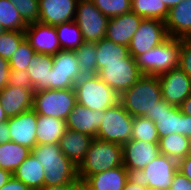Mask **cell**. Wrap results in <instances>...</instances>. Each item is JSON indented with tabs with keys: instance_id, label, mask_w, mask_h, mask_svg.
Wrapping results in <instances>:
<instances>
[{
	"instance_id": "6da1fadb",
	"label": "cell",
	"mask_w": 191,
	"mask_h": 190,
	"mask_svg": "<svg viewBox=\"0 0 191 190\" xmlns=\"http://www.w3.org/2000/svg\"><path fill=\"white\" fill-rule=\"evenodd\" d=\"M31 153L45 170L44 186L81 184L78 167L62 153L59 143L36 145Z\"/></svg>"
},
{
	"instance_id": "7a4b0ae2",
	"label": "cell",
	"mask_w": 191,
	"mask_h": 190,
	"mask_svg": "<svg viewBox=\"0 0 191 190\" xmlns=\"http://www.w3.org/2000/svg\"><path fill=\"white\" fill-rule=\"evenodd\" d=\"M160 99L162 91L159 77L143 75L120 95L119 102L132 117L151 119V111Z\"/></svg>"
},
{
	"instance_id": "3957f363",
	"label": "cell",
	"mask_w": 191,
	"mask_h": 190,
	"mask_svg": "<svg viewBox=\"0 0 191 190\" xmlns=\"http://www.w3.org/2000/svg\"><path fill=\"white\" fill-rule=\"evenodd\" d=\"M122 165V145L94 138L78 166V178L82 184L91 175Z\"/></svg>"
},
{
	"instance_id": "277c9868",
	"label": "cell",
	"mask_w": 191,
	"mask_h": 190,
	"mask_svg": "<svg viewBox=\"0 0 191 190\" xmlns=\"http://www.w3.org/2000/svg\"><path fill=\"white\" fill-rule=\"evenodd\" d=\"M181 38L169 37L162 44L135 58L142 75L159 76L178 67Z\"/></svg>"
},
{
	"instance_id": "5b68a950",
	"label": "cell",
	"mask_w": 191,
	"mask_h": 190,
	"mask_svg": "<svg viewBox=\"0 0 191 190\" xmlns=\"http://www.w3.org/2000/svg\"><path fill=\"white\" fill-rule=\"evenodd\" d=\"M77 103L91 110L104 111L119 102L120 95L97 75L82 76L74 85Z\"/></svg>"
},
{
	"instance_id": "8992f818",
	"label": "cell",
	"mask_w": 191,
	"mask_h": 190,
	"mask_svg": "<svg viewBox=\"0 0 191 190\" xmlns=\"http://www.w3.org/2000/svg\"><path fill=\"white\" fill-rule=\"evenodd\" d=\"M77 104L74 88L48 89L33 93L32 109L37 115L67 120L68 115Z\"/></svg>"
},
{
	"instance_id": "52a82bcc",
	"label": "cell",
	"mask_w": 191,
	"mask_h": 190,
	"mask_svg": "<svg viewBox=\"0 0 191 190\" xmlns=\"http://www.w3.org/2000/svg\"><path fill=\"white\" fill-rule=\"evenodd\" d=\"M132 117L120 102L104 110V118L101 122L96 139L125 144L131 139Z\"/></svg>"
},
{
	"instance_id": "ba28073f",
	"label": "cell",
	"mask_w": 191,
	"mask_h": 190,
	"mask_svg": "<svg viewBox=\"0 0 191 190\" xmlns=\"http://www.w3.org/2000/svg\"><path fill=\"white\" fill-rule=\"evenodd\" d=\"M109 18L91 0H78L74 22L79 26L84 42L96 43L106 35Z\"/></svg>"
},
{
	"instance_id": "9c48e42d",
	"label": "cell",
	"mask_w": 191,
	"mask_h": 190,
	"mask_svg": "<svg viewBox=\"0 0 191 190\" xmlns=\"http://www.w3.org/2000/svg\"><path fill=\"white\" fill-rule=\"evenodd\" d=\"M97 76L109 87L121 95L130 89L143 75L136 60L130 55L124 63H103Z\"/></svg>"
},
{
	"instance_id": "30bf717a",
	"label": "cell",
	"mask_w": 191,
	"mask_h": 190,
	"mask_svg": "<svg viewBox=\"0 0 191 190\" xmlns=\"http://www.w3.org/2000/svg\"><path fill=\"white\" fill-rule=\"evenodd\" d=\"M52 57L50 89L74 88L75 83L82 77L74 50H60Z\"/></svg>"
},
{
	"instance_id": "8fae6325",
	"label": "cell",
	"mask_w": 191,
	"mask_h": 190,
	"mask_svg": "<svg viewBox=\"0 0 191 190\" xmlns=\"http://www.w3.org/2000/svg\"><path fill=\"white\" fill-rule=\"evenodd\" d=\"M168 38L165 22L157 19H143L129 43V53L135 59Z\"/></svg>"
},
{
	"instance_id": "7c38bea8",
	"label": "cell",
	"mask_w": 191,
	"mask_h": 190,
	"mask_svg": "<svg viewBox=\"0 0 191 190\" xmlns=\"http://www.w3.org/2000/svg\"><path fill=\"white\" fill-rule=\"evenodd\" d=\"M177 171L178 161L160 154L137 176L150 190H169Z\"/></svg>"
},
{
	"instance_id": "4fadbf2b",
	"label": "cell",
	"mask_w": 191,
	"mask_h": 190,
	"mask_svg": "<svg viewBox=\"0 0 191 190\" xmlns=\"http://www.w3.org/2000/svg\"><path fill=\"white\" fill-rule=\"evenodd\" d=\"M123 166L131 175H137L160 155L158 143L130 139L122 145Z\"/></svg>"
},
{
	"instance_id": "5bb4252c",
	"label": "cell",
	"mask_w": 191,
	"mask_h": 190,
	"mask_svg": "<svg viewBox=\"0 0 191 190\" xmlns=\"http://www.w3.org/2000/svg\"><path fill=\"white\" fill-rule=\"evenodd\" d=\"M151 120L159 138L173 133L184 135V113L180 107L167 103L163 98L152 109Z\"/></svg>"
},
{
	"instance_id": "9a60e30c",
	"label": "cell",
	"mask_w": 191,
	"mask_h": 190,
	"mask_svg": "<svg viewBox=\"0 0 191 190\" xmlns=\"http://www.w3.org/2000/svg\"><path fill=\"white\" fill-rule=\"evenodd\" d=\"M158 77L162 98L167 103L179 107L191 94V78L179 66Z\"/></svg>"
},
{
	"instance_id": "2e32d148",
	"label": "cell",
	"mask_w": 191,
	"mask_h": 190,
	"mask_svg": "<svg viewBox=\"0 0 191 190\" xmlns=\"http://www.w3.org/2000/svg\"><path fill=\"white\" fill-rule=\"evenodd\" d=\"M24 34L35 53L55 55L61 50L55 26L31 23L27 25Z\"/></svg>"
},
{
	"instance_id": "e0dca14e",
	"label": "cell",
	"mask_w": 191,
	"mask_h": 190,
	"mask_svg": "<svg viewBox=\"0 0 191 190\" xmlns=\"http://www.w3.org/2000/svg\"><path fill=\"white\" fill-rule=\"evenodd\" d=\"M12 142L33 149L37 145V114L33 109L7 119Z\"/></svg>"
},
{
	"instance_id": "ac0fdd59",
	"label": "cell",
	"mask_w": 191,
	"mask_h": 190,
	"mask_svg": "<svg viewBox=\"0 0 191 190\" xmlns=\"http://www.w3.org/2000/svg\"><path fill=\"white\" fill-rule=\"evenodd\" d=\"M78 0H39L38 22L56 26L73 21Z\"/></svg>"
},
{
	"instance_id": "d6986e66",
	"label": "cell",
	"mask_w": 191,
	"mask_h": 190,
	"mask_svg": "<svg viewBox=\"0 0 191 190\" xmlns=\"http://www.w3.org/2000/svg\"><path fill=\"white\" fill-rule=\"evenodd\" d=\"M144 18L133 11L110 18L106 28L105 38L125 46H129L131 39Z\"/></svg>"
},
{
	"instance_id": "ffe728a7",
	"label": "cell",
	"mask_w": 191,
	"mask_h": 190,
	"mask_svg": "<svg viewBox=\"0 0 191 190\" xmlns=\"http://www.w3.org/2000/svg\"><path fill=\"white\" fill-rule=\"evenodd\" d=\"M103 118L104 111H93L77 103L68 115L66 128L96 138Z\"/></svg>"
},
{
	"instance_id": "44dd1931",
	"label": "cell",
	"mask_w": 191,
	"mask_h": 190,
	"mask_svg": "<svg viewBox=\"0 0 191 190\" xmlns=\"http://www.w3.org/2000/svg\"><path fill=\"white\" fill-rule=\"evenodd\" d=\"M34 89L7 85L0 90V103L7 118L17 116L33 107Z\"/></svg>"
},
{
	"instance_id": "7402d4cb",
	"label": "cell",
	"mask_w": 191,
	"mask_h": 190,
	"mask_svg": "<svg viewBox=\"0 0 191 190\" xmlns=\"http://www.w3.org/2000/svg\"><path fill=\"white\" fill-rule=\"evenodd\" d=\"M130 175L122 165L91 175L81 185L86 190H122Z\"/></svg>"
},
{
	"instance_id": "603a6c76",
	"label": "cell",
	"mask_w": 191,
	"mask_h": 190,
	"mask_svg": "<svg viewBox=\"0 0 191 190\" xmlns=\"http://www.w3.org/2000/svg\"><path fill=\"white\" fill-rule=\"evenodd\" d=\"M165 26L169 37L191 36V0H184L171 7L165 20Z\"/></svg>"
},
{
	"instance_id": "cb8c5ba5",
	"label": "cell",
	"mask_w": 191,
	"mask_h": 190,
	"mask_svg": "<svg viewBox=\"0 0 191 190\" xmlns=\"http://www.w3.org/2000/svg\"><path fill=\"white\" fill-rule=\"evenodd\" d=\"M93 139L87 134L66 129L59 146L62 153L78 167L84 160Z\"/></svg>"
},
{
	"instance_id": "d4e9b609",
	"label": "cell",
	"mask_w": 191,
	"mask_h": 190,
	"mask_svg": "<svg viewBox=\"0 0 191 190\" xmlns=\"http://www.w3.org/2000/svg\"><path fill=\"white\" fill-rule=\"evenodd\" d=\"M53 57L50 54L35 53L27 67L34 92L50 89V73Z\"/></svg>"
},
{
	"instance_id": "484cf974",
	"label": "cell",
	"mask_w": 191,
	"mask_h": 190,
	"mask_svg": "<svg viewBox=\"0 0 191 190\" xmlns=\"http://www.w3.org/2000/svg\"><path fill=\"white\" fill-rule=\"evenodd\" d=\"M13 176L31 190H40L44 187L45 170L32 153L20 164Z\"/></svg>"
},
{
	"instance_id": "4316f807",
	"label": "cell",
	"mask_w": 191,
	"mask_h": 190,
	"mask_svg": "<svg viewBox=\"0 0 191 190\" xmlns=\"http://www.w3.org/2000/svg\"><path fill=\"white\" fill-rule=\"evenodd\" d=\"M66 129L65 120L37 115V145L59 143Z\"/></svg>"
},
{
	"instance_id": "83f0119b",
	"label": "cell",
	"mask_w": 191,
	"mask_h": 190,
	"mask_svg": "<svg viewBox=\"0 0 191 190\" xmlns=\"http://www.w3.org/2000/svg\"><path fill=\"white\" fill-rule=\"evenodd\" d=\"M97 52V73L103 68V63H124L130 56L128 46L117 44L112 40L103 38L95 43Z\"/></svg>"
},
{
	"instance_id": "f1b7e54d",
	"label": "cell",
	"mask_w": 191,
	"mask_h": 190,
	"mask_svg": "<svg viewBox=\"0 0 191 190\" xmlns=\"http://www.w3.org/2000/svg\"><path fill=\"white\" fill-rule=\"evenodd\" d=\"M30 154L31 149L12 141L0 144V168L13 174Z\"/></svg>"
},
{
	"instance_id": "f546056e",
	"label": "cell",
	"mask_w": 191,
	"mask_h": 190,
	"mask_svg": "<svg viewBox=\"0 0 191 190\" xmlns=\"http://www.w3.org/2000/svg\"><path fill=\"white\" fill-rule=\"evenodd\" d=\"M160 154L171 157L177 161L190 155L189 138L182 134H170L159 138Z\"/></svg>"
},
{
	"instance_id": "4dcf8cb0",
	"label": "cell",
	"mask_w": 191,
	"mask_h": 190,
	"mask_svg": "<svg viewBox=\"0 0 191 190\" xmlns=\"http://www.w3.org/2000/svg\"><path fill=\"white\" fill-rule=\"evenodd\" d=\"M131 11L144 19H157L165 22L169 9L162 0H131Z\"/></svg>"
},
{
	"instance_id": "1f68e13d",
	"label": "cell",
	"mask_w": 191,
	"mask_h": 190,
	"mask_svg": "<svg viewBox=\"0 0 191 190\" xmlns=\"http://www.w3.org/2000/svg\"><path fill=\"white\" fill-rule=\"evenodd\" d=\"M61 50H76L83 43L79 26L73 21L55 26Z\"/></svg>"
},
{
	"instance_id": "d6a6232c",
	"label": "cell",
	"mask_w": 191,
	"mask_h": 190,
	"mask_svg": "<svg viewBox=\"0 0 191 190\" xmlns=\"http://www.w3.org/2000/svg\"><path fill=\"white\" fill-rule=\"evenodd\" d=\"M82 76L97 75V52L95 43L84 42L74 50Z\"/></svg>"
},
{
	"instance_id": "836d02e7",
	"label": "cell",
	"mask_w": 191,
	"mask_h": 190,
	"mask_svg": "<svg viewBox=\"0 0 191 190\" xmlns=\"http://www.w3.org/2000/svg\"><path fill=\"white\" fill-rule=\"evenodd\" d=\"M0 25L6 31L24 32L27 27L16 7L9 0H0Z\"/></svg>"
},
{
	"instance_id": "e575fe53",
	"label": "cell",
	"mask_w": 191,
	"mask_h": 190,
	"mask_svg": "<svg viewBox=\"0 0 191 190\" xmlns=\"http://www.w3.org/2000/svg\"><path fill=\"white\" fill-rule=\"evenodd\" d=\"M131 139L158 143L159 137L155 123L146 117H134Z\"/></svg>"
},
{
	"instance_id": "d590c367",
	"label": "cell",
	"mask_w": 191,
	"mask_h": 190,
	"mask_svg": "<svg viewBox=\"0 0 191 190\" xmlns=\"http://www.w3.org/2000/svg\"><path fill=\"white\" fill-rule=\"evenodd\" d=\"M97 9L109 19L130 12L131 0H91Z\"/></svg>"
},
{
	"instance_id": "8d00e7d4",
	"label": "cell",
	"mask_w": 191,
	"mask_h": 190,
	"mask_svg": "<svg viewBox=\"0 0 191 190\" xmlns=\"http://www.w3.org/2000/svg\"><path fill=\"white\" fill-rule=\"evenodd\" d=\"M24 39L23 31H6L0 35V56L9 61Z\"/></svg>"
},
{
	"instance_id": "74e56055",
	"label": "cell",
	"mask_w": 191,
	"mask_h": 190,
	"mask_svg": "<svg viewBox=\"0 0 191 190\" xmlns=\"http://www.w3.org/2000/svg\"><path fill=\"white\" fill-rule=\"evenodd\" d=\"M35 55L34 49L24 39L9 59L10 69L27 70L31 58Z\"/></svg>"
},
{
	"instance_id": "f35d334b",
	"label": "cell",
	"mask_w": 191,
	"mask_h": 190,
	"mask_svg": "<svg viewBox=\"0 0 191 190\" xmlns=\"http://www.w3.org/2000/svg\"><path fill=\"white\" fill-rule=\"evenodd\" d=\"M14 4L23 21L28 25L38 22L39 0H9Z\"/></svg>"
},
{
	"instance_id": "ab89813d",
	"label": "cell",
	"mask_w": 191,
	"mask_h": 190,
	"mask_svg": "<svg viewBox=\"0 0 191 190\" xmlns=\"http://www.w3.org/2000/svg\"><path fill=\"white\" fill-rule=\"evenodd\" d=\"M178 66L191 78V36L181 38Z\"/></svg>"
},
{
	"instance_id": "60d3db41",
	"label": "cell",
	"mask_w": 191,
	"mask_h": 190,
	"mask_svg": "<svg viewBox=\"0 0 191 190\" xmlns=\"http://www.w3.org/2000/svg\"><path fill=\"white\" fill-rule=\"evenodd\" d=\"M7 85L25 89H34L27 70L18 71L10 69Z\"/></svg>"
},
{
	"instance_id": "b9f144b4",
	"label": "cell",
	"mask_w": 191,
	"mask_h": 190,
	"mask_svg": "<svg viewBox=\"0 0 191 190\" xmlns=\"http://www.w3.org/2000/svg\"><path fill=\"white\" fill-rule=\"evenodd\" d=\"M169 190H191V182L182 173L177 171Z\"/></svg>"
},
{
	"instance_id": "7bdbcfd3",
	"label": "cell",
	"mask_w": 191,
	"mask_h": 190,
	"mask_svg": "<svg viewBox=\"0 0 191 190\" xmlns=\"http://www.w3.org/2000/svg\"><path fill=\"white\" fill-rule=\"evenodd\" d=\"M10 71V64L8 60L0 56V90L7 86Z\"/></svg>"
},
{
	"instance_id": "ee69618b",
	"label": "cell",
	"mask_w": 191,
	"mask_h": 190,
	"mask_svg": "<svg viewBox=\"0 0 191 190\" xmlns=\"http://www.w3.org/2000/svg\"><path fill=\"white\" fill-rule=\"evenodd\" d=\"M122 190H150L137 175H130Z\"/></svg>"
},
{
	"instance_id": "f6af8a7d",
	"label": "cell",
	"mask_w": 191,
	"mask_h": 190,
	"mask_svg": "<svg viewBox=\"0 0 191 190\" xmlns=\"http://www.w3.org/2000/svg\"><path fill=\"white\" fill-rule=\"evenodd\" d=\"M178 171L191 182V156L187 155L178 161Z\"/></svg>"
},
{
	"instance_id": "bcb514c9",
	"label": "cell",
	"mask_w": 191,
	"mask_h": 190,
	"mask_svg": "<svg viewBox=\"0 0 191 190\" xmlns=\"http://www.w3.org/2000/svg\"><path fill=\"white\" fill-rule=\"evenodd\" d=\"M0 190H31L26 184L16 179L14 176L3 185Z\"/></svg>"
},
{
	"instance_id": "7dc6e473",
	"label": "cell",
	"mask_w": 191,
	"mask_h": 190,
	"mask_svg": "<svg viewBox=\"0 0 191 190\" xmlns=\"http://www.w3.org/2000/svg\"><path fill=\"white\" fill-rule=\"evenodd\" d=\"M7 121L0 123V144H5L11 141Z\"/></svg>"
},
{
	"instance_id": "c3c4849f",
	"label": "cell",
	"mask_w": 191,
	"mask_h": 190,
	"mask_svg": "<svg viewBox=\"0 0 191 190\" xmlns=\"http://www.w3.org/2000/svg\"><path fill=\"white\" fill-rule=\"evenodd\" d=\"M81 184H62L56 186H44L40 190H76Z\"/></svg>"
},
{
	"instance_id": "681fc988",
	"label": "cell",
	"mask_w": 191,
	"mask_h": 190,
	"mask_svg": "<svg viewBox=\"0 0 191 190\" xmlns=\"http://www.w3.org/2000/svg\"><path fill=\"white\" fill-rule=\"evenodd\" d=\"M179 107L182 113L191 116V94L182 102Z\"/></svg>"
},
{
	"instance_id": "f907efd6",
	"label": "cell",
	"mask_w": 191,
	"mask_h": 190,
	"mask_svg": "<svg viewBox=\"0 0 191 190\" xmlns=\"http://www.w3.org/2000/svg\"><path fill=\"white\" fill-rule=\"evenodd\" d=\"M12 176L13 174L11 172L0 168V188L5 185Z\"/></svg>"
},
{
	"instance_id": "816d5d0a",
	"label": "cell",
	"mask_w": 191,
	"mask_h": 190,
	"mask_svg": "<svg viewBox=\"0 0 191 190\" xmlns=\"http://www.w3.org/2000/svg\"><path fill=\"white\" fill-rule=\"evenodd\" d=\"M184 135L186 137L191 136V116L184 114Z\"/></svg>"
},
{
	"instance_id": "f5cc1de1",
	"label": "cell",
	"mask_w": 191,
	"mask_h": 190,
	"mask_svg": "<svg viewBox=\"0 0 191 190\" xmlns=\"http://www.w3.org/2000/svg\"><path fill=\"white\" fill-rule=\"evenodd\" d=\"M184 0H162V2L164 3V5L170 9L171 7H174L176 5H178L179 3H181Z\"/></svg>"
},
{
	"instance_id": "db71d44e",
	"label": "cell",
	"mask_w": 191,
	"mask_h": 190,
	"mask_svg": "<svg viewBox=\"0 0 191 190\" xmlns=\"http://www.w3.org/2000/svg\"><path fill=\"white\" fill-rule=\"evenodd\" d=\"M7 116L5 115V113H4V110H3V107H2V105H1V103H0V123L1 122H4V121H7Z\"/></svg>"
},
{
	"instance_id": "11a10c76",
	"label": "cell",
	"mask_w": 191,
	"mask_h": 190,
	"mask_svg": "<svg viewBox=\"0 0 191 190\" xmlns=\"http://www.w3.org/2000/svg\"><path fill=\"white\" fill-rule=\"evenodd\" d=\"M5 32H6V30L3 28L2 25H0V35H2V34L5 33Z\"/></svg>"
},
{
	"instance_id": "9f6ffc18",
	"label": "cell",
	"mask_w": 191,
	"mask_h": 190,
	"mask_svg": "<svg viewBox=\"0 0 191 190\" xmlns=\"http://www.w3.org/2000/svg\"><path fill=\"white\" fill-rule=\"evenodd\" d=\"M76 190H86L82 185H80Z\"/></svg>"
},
{
	"instance_id": "6f0895ef",
	"label": "cell",
	"mask_w": 191,
	"mask_h": 190,
	"mask_svg": "<svg viewBox=\"0 0 191 190\" xmlns=\"http://www.w3.org/2000/svg\"><path fill=\"white\" fill-rule=\"evenodd\" d=\"M189 142H190V156H191V136L189 137Z\"/></svg>"
}]
</instances>
